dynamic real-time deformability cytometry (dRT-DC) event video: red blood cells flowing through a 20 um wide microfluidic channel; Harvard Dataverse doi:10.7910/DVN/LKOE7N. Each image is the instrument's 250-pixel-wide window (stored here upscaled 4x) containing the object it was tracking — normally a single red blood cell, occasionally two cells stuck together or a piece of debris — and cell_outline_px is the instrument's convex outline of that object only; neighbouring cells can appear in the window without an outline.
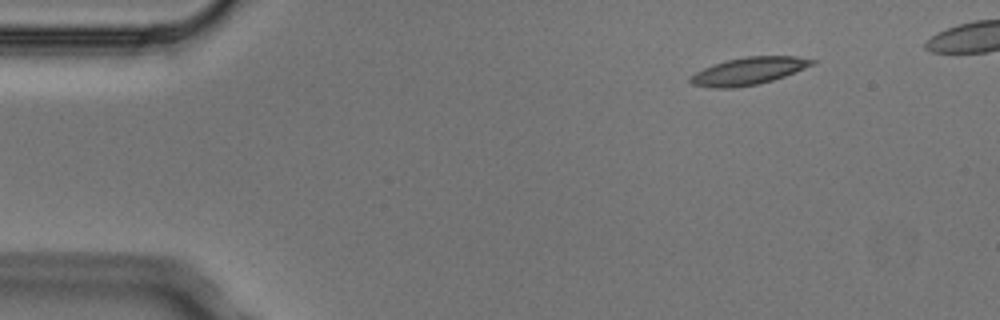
{"species": "Egyptian fruit bat (a non-hibernating species)", "species_latin": "Rousettus aegyptiacus", "temperature_condition": "cold", "stored_images_in_passage": 4, "camera_frame_rate_fps": 3000, "um_per_image_px": 0.085, "animal": {"sex": "male"}, "frame": {"image": 1, "passage_image": 2, "time_ms": 0.333, "image_size_px": [1000, 320], "cell_outline_px": [[816, 64], [784, 76], [772, 80], [756, 84], [736, 88], [712, 88], [692, 84], [688, 80], [696, 72], [712, 64], [728, 60], [748, 56], [796, 56], [816, 60]], "centroid_in_image_um": [63.64, 6.04], "position_along_channel_um": 21.4, "area_um2": 19.31}}